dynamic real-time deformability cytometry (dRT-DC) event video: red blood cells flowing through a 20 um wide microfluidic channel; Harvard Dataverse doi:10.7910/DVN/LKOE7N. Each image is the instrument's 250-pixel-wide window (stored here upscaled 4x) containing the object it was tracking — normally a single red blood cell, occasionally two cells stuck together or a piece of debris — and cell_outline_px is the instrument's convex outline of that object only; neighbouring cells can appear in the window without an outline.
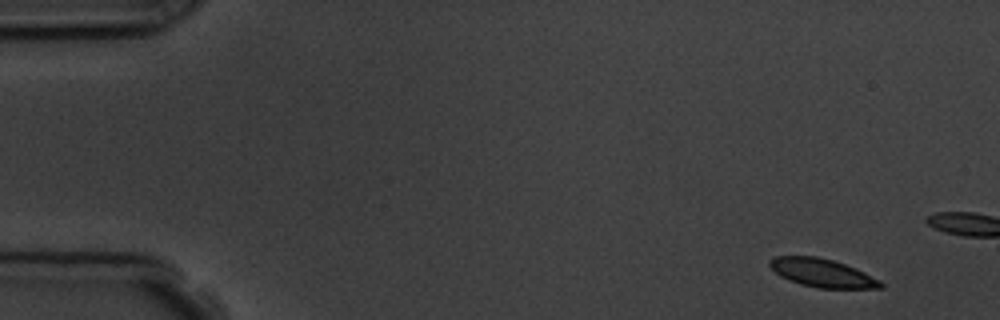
{"species": "common noctule bat (a hibernating species)", "species_latin": "Nyctalus noctula", "temperature_condition": "room temperature", "stored_images_in_passage": 5, "camera_frame_rate_fps": 3000, "um_per_image_px": 0.085, "animal": {"sex": "male", "body_mass_g": 19.5, "forearm_length_mm": 54.6}, "frame": {"image": 1, "passage_image": 1, "time_ms": 0.0, "image_size_px": [1000, 320], "cell_outline_px": [[884, 288], [816, 288], [800, 284], [788, 280], [780, 276], [768, 264], [768, 260], [776, 256], [816, 256], [832, 260], [856, 268], [880, 280], [884, 284]], "centroid_in_image_um": [69.88, 23.2], "position_along_channel_um": 15.1, "area_um2": 18.32}}